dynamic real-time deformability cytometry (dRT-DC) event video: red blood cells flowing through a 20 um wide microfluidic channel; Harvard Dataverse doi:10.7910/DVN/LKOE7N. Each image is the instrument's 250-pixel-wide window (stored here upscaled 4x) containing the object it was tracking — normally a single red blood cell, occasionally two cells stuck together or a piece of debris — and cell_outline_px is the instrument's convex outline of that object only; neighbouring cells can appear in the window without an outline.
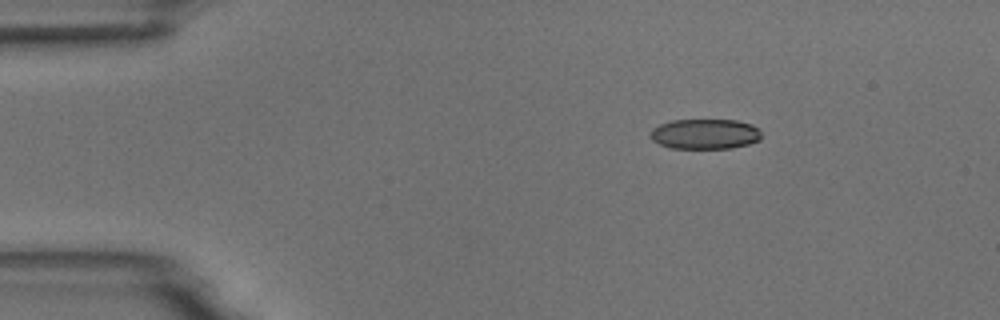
{"species": "common noctule bat (a hibernating species)", "species_latin": "Nyctalus noctula", "temperature_condition": "room temperature", "stored_images_in_passage": 4, "camera_frame_rate_fps": 3000, "um_per_image_px": 0.085, "animal": {"sex": "male", "body_mass_g": 18.8}, "frame": {"image": 1, "passage_image": 2, "time_ms": 2.0, "image_size_px": [1000, 320], "cell_outline_px": [[760, 140], [748, 144], [732, 148], [672, 148], [660, 144], [652, 140], [652, 128], [660, 124], [672, 120], [736, 120], [752, 124], [760, 128]], "centroid_in_image_um": [59.96, 11.38], "position_along_channel_um": 25.0, "area_um2": 19.48}}